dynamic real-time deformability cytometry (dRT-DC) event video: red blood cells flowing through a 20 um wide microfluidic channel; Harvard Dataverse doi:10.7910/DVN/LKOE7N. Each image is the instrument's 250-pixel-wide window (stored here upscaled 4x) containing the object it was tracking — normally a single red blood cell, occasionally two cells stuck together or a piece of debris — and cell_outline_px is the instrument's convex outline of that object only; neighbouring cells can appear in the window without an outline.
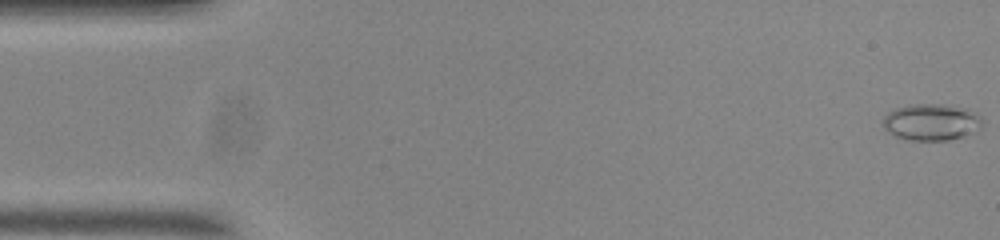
{"species": "common noctule bat (a hibernating species)", "species_latin": "Nyctalus noctula", "temperature_condition": "room temperature", "stored_images_in_passage": 55, "camera_frame_rate_fps": 3000, "um_per_image_px": 0.085, "animal": {"sex": "male", "body_mass_g": 20.0, "forearm_length_mm": 53.3}, "frame": {"image": 1, "passage_image": 1, "time_ms": 0.0, "image_size_px": [1000, 240], "cell_outline_px": [[984, 120], [980, 128], [972, 132], [948, 140], [912, 140], [896, 136], [888, 132], [884, 128], [884, 116], [888, 112], [896, 108], [912, 104], [940, 104], [968, 108], [980, 116]], "centroid_in_image_um": [79.18, 10.36], "position_along_channel_um": 5.8, "area_um2": 21.04}}
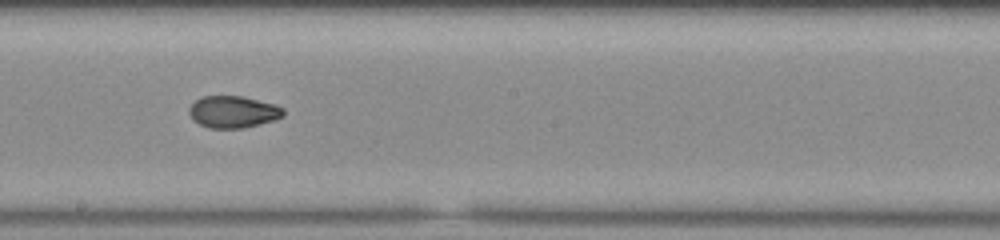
{"frame": {"image": 2, "passage_image": 30, "time_ms": 9.667, "image_size_px": [1000, 240], "cell_outline_px": [[284, 116], [276, 120], [244, 128], [208, 128], [192, 120], [188, 112], [188, 108], [200, 96], [244, 96], [276, 104], [284, 108]], "centroid_in_image_um": [19.83, 9.5], "position_along_channel_um": 228.4, "area_um2": 17.86}}
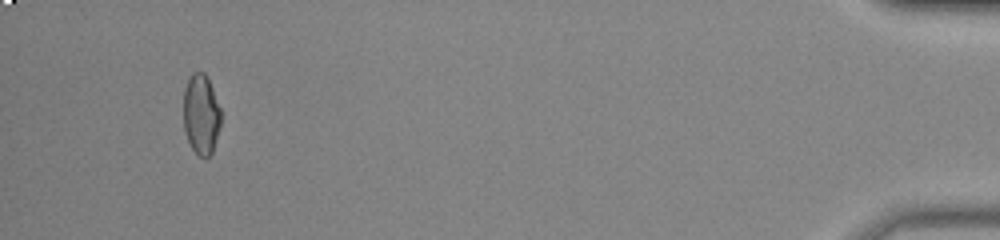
{"frame": {"image": 3, "passage_image": 52, "time_ms": 17.0, "image_size_px": [1000, 240], "cell_outline_px": [[220, 124], [212, 152], [208, 156], [200, 156], [192, 148], [184, 132], [184, 88], [192, 72], [204, 72], [212, 88], [220, 108]], "centroid_in_image_um": [17.08, 9.7], "position_along_channel_um": 418.1, "area_um2": 17.17}, "authors_computed_cell_mechanics": {"area_um2": 18.0336, "velocity_mm_per_s": 3.6984, "shape_relaxation_time_tau1_ms": null, "shape_relaxation_time_tau2_ms": 2.0897, "deformation_change_tau1": null, "deformation_change_tau2": 0.0484}}